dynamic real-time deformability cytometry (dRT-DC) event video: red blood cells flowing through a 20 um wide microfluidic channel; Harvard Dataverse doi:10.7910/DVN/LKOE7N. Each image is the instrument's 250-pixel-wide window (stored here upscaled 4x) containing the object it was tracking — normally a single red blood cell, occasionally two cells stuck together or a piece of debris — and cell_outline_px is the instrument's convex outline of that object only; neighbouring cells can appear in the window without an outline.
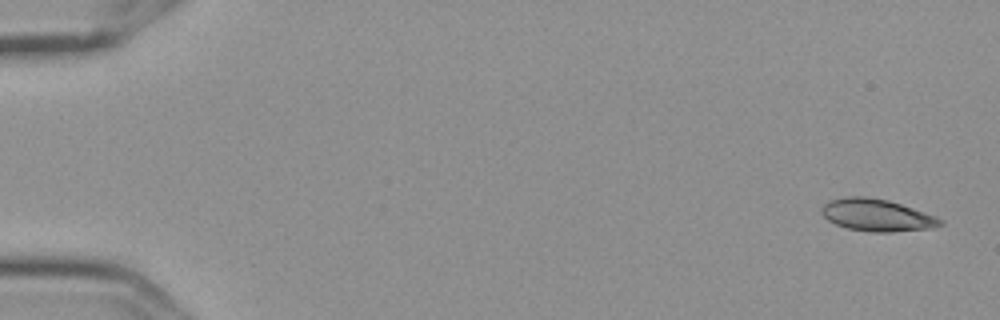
{"species": "Egyptian fruit bat (a non-hibernating species)", "species_latin": "Rousettus aegyptiacus", "temperature_condition": "cold", "stored_images_in_passage": 5, "camera_frame_rate_fps": 3000, "um_per_image_px": 0.085, "frame": {"image": 1, "passage_image": 1, "time_ms": 0.0, "image_size_px": [1000, 320], "cell_outline_px": [[944, 224], [928, 228], [888, 232], [872, 232], [848, 228], [836, 224], [828, 220], [820, 212], [820, 208], [828, 200], [848, 196], [864, 196], [888, 200], [936, 216], [944, 220]], "centroid_in_image_um": [74.5, 18.27], "position_along_channel_um": 10.5, "area_um2": 22.08}}
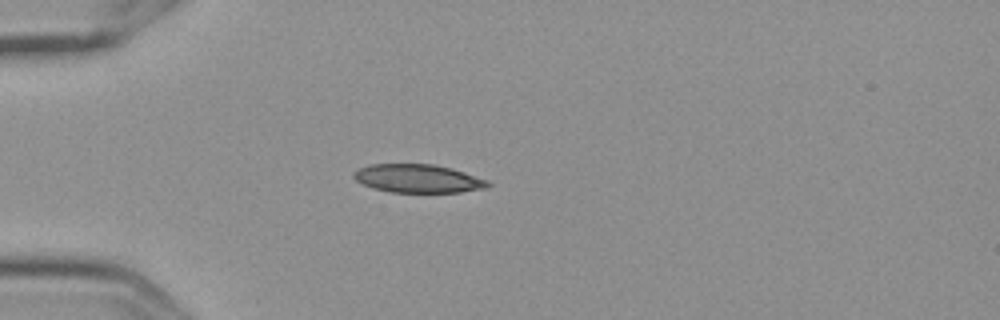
{"frame": {"image": 2, "passage_image": 5, "time_ms": 1.333, "image_size_px": [1000, 320], "cell_outline_px": [[492, 184], [484, 188], [460, 192], [388, 192], [372, 188], [360, 184], [352, 176], [352, 172], [368, 164], [432, 164], [452, 168], [488, 180]], "centroid_in_image_um": [35.48, 15.17], "position_along_channel_um": 49.5, "area_um2": 22.31}}